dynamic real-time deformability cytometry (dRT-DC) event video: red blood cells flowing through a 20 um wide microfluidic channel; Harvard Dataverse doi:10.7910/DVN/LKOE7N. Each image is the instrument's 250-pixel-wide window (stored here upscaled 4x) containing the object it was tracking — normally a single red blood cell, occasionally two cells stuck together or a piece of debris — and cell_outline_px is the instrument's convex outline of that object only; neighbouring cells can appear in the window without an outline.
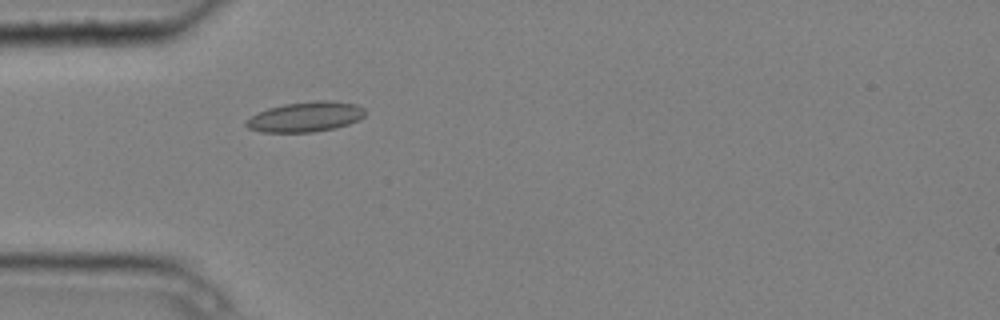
{"species": "common noctule bat (a hibernating species)", "species_latin": "Nyctalus noctula", "temperature_condition": "cold", "stored_images_in_passage": 1, "camera_frame_rate_fps": 3000, "um_per_image_px": 0.085, "animal": {"sex": "male", "body_mass_g": 20.4}, "frame": {"image": 1, "passage_image": 1, "time_ms": 0.0, "image_size_px": [1000, 320], "cell_outline_px": [[368, 112], [360, 120], [348, 124], [332, 128], [312, 132], [260, 132], [248, 128], [244, 124], [244, 120], [268, 108], [284, 104], [316, 100], [332, 100], [356, 104], [364, 108]], "centroid_in_image_um": [25.99, 9.92], "position_along_channel_um": 59.0, "area_um2": 20.98}}